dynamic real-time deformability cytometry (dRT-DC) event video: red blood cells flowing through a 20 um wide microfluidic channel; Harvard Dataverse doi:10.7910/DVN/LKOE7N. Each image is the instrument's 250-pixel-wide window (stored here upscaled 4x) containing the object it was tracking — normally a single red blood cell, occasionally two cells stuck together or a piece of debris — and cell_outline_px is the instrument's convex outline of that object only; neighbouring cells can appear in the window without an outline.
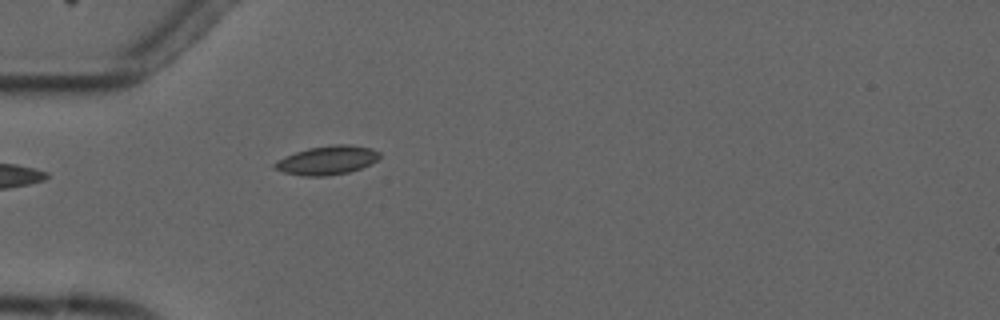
{"species": "common noctule bat (a hibernating species)", "species_latin": "Nyctalus noctula", "temperature_condition": "cold", "stored_images_in_passage": 5, "camera_frame_rate_fps": 3000, "um_per_image_px": 0.085, "animal": {"sex": "male", "forearm_length_mm": 52.5}, "frame": {"image": 1, "passage_image": 5, "time_ms": 4.667, "image_size_px": [1000, 320], "cell_outline_px": [[380, 156], [372, 164], [348, 172], [328, 176], [304, 176], [284, 172], [276, 168], [272, 164], [276, 160], [284, 156], [308, 148], [332, 144], [348, 144], [372, 148], [380, 152]], "centroid_in_image_um": [27.82, 13.61], "position_along_channel_um": 57.2, "area_um2": 17.69}}